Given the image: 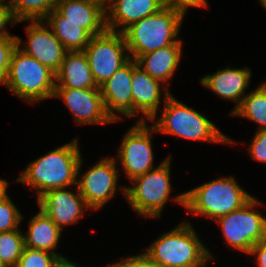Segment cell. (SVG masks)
<instances>
[{"label":"cell","instance_id":"1","mask_svg":"<svg viewBox=\"0 0 266 267\" xmlns=\"http://www.w3.org/2000/svg\"><path fill=\"white\" fill-rule=\"evenodd\" d=\"M78 144L75 139L30 162L17 182L37 189L38 198L49 190L77 185L83 162Z\"/></svg>","mask_w":266,"mask_h":267},{"label":"cell","instance_id":"2","mask_svg":"<svg viewBox=\"0 0 266 267\" xmlns=\"http://www.w3.org/2000/svg\"><path fill=\"white\" fill-rule=\"evenodd\" d=\"M252 195L245 192L233 177L218 178L177 195L173 200L193 215L214 221L244 206Z\"/></svg>","mask_w":266,"mask_h":267},{"label":"cell","instance_id":"3","mask_svg":"<svg viewBox=\"0 0 266 267\" xmlns=\"http://www.w3.org/2000/svg\"><path fill=\"white\" fill-rule=\"evenodd\" d=\"M185 12L175 7H163L159 12L129 26L123 35L132 59L157 49L182 42L177 40Z\"/></svg>","mask_w":266,"mask_h":267},{"label":"cell","instance_id":"4","mask_svg":"<svg viewBox=\"0 0 266 267\" xmlns=\"http://www.w3.org/2000/svg\"><path fill=\"white\" fill-rule=\"evenodd\" d=\"M197 236L184 222L163 233L144 253L161 267H205L212 255Z\"/></svg>","mask_w":266,"mask_h":267},{"label":"cell","instance_id":"5","mask_svg":"<svg viewBox=\"0 0 266 267\" xmlns=\"http://www.w3.org/2000/svg\"><path fill=\"white\" fill-rule=\"evenodd\" d=\"M165 104L161 118L152 125L155 132L175 135L190 140L234 144L204 114L175 99L164 87Z\"/></svg>","mask_w":266,"mask_h":267},{"label":"cell","instance_id":"6","mask_svg":"<svg viewBox=\"0 0 266 267\" xmlns=\"http://www.w3.org/2000/svg\"><path fill=\"white\" fill-rule=\"evenodd\" d=\"M12 54L4 84L19 98L35 103L54 96L56 74L20 48L21 39Z\"/></svg>","mask_w":266,"mask_h":267},{"label":"cell","instance_id":"7","mask_svg":"<svg viewBox=\"0 0 266 267\" xmlns=\"http://www.w3.org/2000/svg\"><path fill=\"white\" fill-rule=\"evenodd\" d=\"M170 157L158 167L133 180L136 185L121 187L130 206L144 217H160L171 193Z\"/></svg>","mask_w":266,"mask_h":267},{"label":"cell","instance_id":"8","mask_svg":"<svg viewBox=\"0 0 266 267\" xmlns=\"http://www.w3.org/2000/svg\"><path fill=\"white\" fill-rule=\"evenodd\" d=\"M257 204L260 203L252 197L241 208L214 221L221 224L226 243L248 254L255 244L266 240V218L256 212Z\"/></svg>","mask_w":266,"mask_h":267},{"label":"cell","instance_id":"9","mask_svg":"<svg viewBox=\"0 0 266 267\" xmlns=\"http://www.w3.org/2000/svg\"><path fill=\"white\" fill-rule=\"evenodd\" d=\"M125 50L128 49L123 33L106 30L91 37L83 51L98 86L110 79L130 59L128 53L124 54Z\"/></svg>","mask_w":266,"mask_h":267},{"label":"cell","instance_id":"10","mask_svg":"<svg viewBox=\"0 0 266 267\" xmlns=\"http://www.w3.org/2000/svg\"><path fill=\"white\" fill-rule=\"evenodd\" d=\"M147 122H137L124 135L119 148V159L129 180L143 175L153 168V151L151 136L155 131Z\"/></svg>","mask_w":266,"mask_h":267},{"label":"cell","instance_id":"11","mask_svg":"<svg viewBox=\"0 0 266 267\" xmlns=\"http://www.w3.org/2000/svg\"><path fill=\"white\" fill-rule=\"evenodd\" d=\"M116 162L115 158H102L81 179L77 178V188L89 209L102 208L114 197L118 183Z\"/></svg>","mask_w":266,"mask_h":267},{"label":"cell","instance_id":"12","mask_svg":"<svg viewBox=\"0 0 266 267\" xmlns=\"http://www.w3.org/2000/svg\"><path fill=\"white\" fill-rule=\"evenodd\" d=\"M107 115L112 121H119L122 117L115 112L129 118L133 117L132 97V58L117 70L110 79L99 86Z\"/></svg>","mask_w":266,"mask_h":267},{"label":"cell","instance_id":"13","mask_svg":"<svg viewBox=\"0 0 266 267\" xmlns=\"http://www.w3.org/2000/svg\"><path fill=\"white\" fill-rule=\"evenodd\" d=\"M43 24V20L32 21L26 27L28 41L21 50L56 74L60 70L68 50L52 30L47 29L48 26L45 28Z\"/></svg>","mask_w":266,"mask_h":267},{"label":"cell","instance_id":"14","mask_svg":"<svg viewBox=\"0 0 266 267\" xmlns=\"http://www.w3.org/2000/svg\"><path fill=\"white\" fill-rule=\"evenodd\" d=\"M53 97L64 100L78 124L113 122L106 113L100 89L55 88Z\"/></svg>","mask_w":266,"mask_h":267},{"label":"cell","instance_id":"15","mask_svg":"<svg viewBox=\"0 0 266 267\" xmlns=\"http://www.w3.org/2000/svg\"><path fill=\"white\" fill-rule=\"evenodd\" d=\"M64 189L49 190L38 198L39 209L46 213L60 230H63V225L78 222L83 217L84 210L89 209L78 188L77 194Z\"/></svg>","mask_w":266,"mask_h":267},{"label":"cell","instance_id":"16","mask_svg":"<svg viewBox=\"0 0 266 267\" xmlns=\"http://www.w3.org/2000/svg\"><path fill=\"white\" fill-rule=\"evenodd\" d=\"M161 81L146 73L135 59H132V97L133 117L142 112L144 116L138 122H145V118L156 120L161 98Z\"/></svg>","mask_w":266,"mask_h":267},{"label":"cell","instance_id":"17","mask_svg":"<svg viewBox=\"0 0 266 267\" xmlns=\"http://www.w3.org/2000/svg\"><path fill=\"white\" fill-rule=\"evenodd\" d=\"M163 7L160 0H109L105 10L107 30L123 33L135 22L156 14ZM120 25L122 28L117 31Z\"/></svg>","mask_w":266,"mask_h":267},{"label":"cell","instance_id":"18","mask_svg":"<svg viewBox=\"0 0 266 267\" xmlns=\"http://www.w3.org/2000/svg\"><path fill=\"white\" fill-rule=\"evenodd\" d=\"M251 71L246 68H226L201 78V84L219 97L236 102L232 114L242 103L243 94L249 85Z\"/></svg>","mask_w":266,"mask_h":267},{"label":"cell","instance_id":"19","mask_svg":"<svg viewBox=\"0 0 266 267\" xmlns=\"http://www.w3.org/2000/svg\"><path fill=\"white\" fill-rule=\"evenodd\" d=\"M55 9L67 21L79 24L91 36L107 30L106 12L101 5L86 0H57Z\"/></svg>","mask_w":266,"mask_h":267},{"label":"cell","instance_id":"20","mask_svg":"<svg viewBox=\"0 0 266 267\" xmlns=\"http://www.w3.org/2000/svg\"><path fill=\"white\" fill-rule=\"evenodd\" d=\"M55 88L100 89L91 72L84 51H68L56 73Z\"/></svg>","mask_w":266,"mask_h":267},{"label":"cell","instance_id":"21","mask_svg":"<svg viewBox=\"0 0 266 267\" xmlns=\"http://www.w3.org/2000/svg\"><path fill=\"white\" fill-rule=\"evenodd\" d=\"M182 42L162 47L148 54L141 55L137 64L152 78L162 83L168 81L179 66L181 60Z\"/></svg>","mask_w":266,"mask_h":267},{"label":"cell","instance_id":"22","mask_svg":"<svg viewBox=\"0 0 266 267\" xmlns=\"http://www.w3.org/2000/svg\"><path fill=\"white\" fill-rule=\"evenodd\" d=\"M61 236V230L40 209L36 216L30 218L28 231L24 235V245L32 249L51 251V253L60 255L55 253V249Z\"/></svg>","mask_w":266,"mask_h":267},{"label":"cell","instance_id":"23","mask_svg":"<svg viewBox=\"0 0 266 267\" xmlns=\"http://www.w3.org/2000/svg\"><path fill=\"white\" fill-rule=\"evenodd\" d=\"M43 22L68 51H83L92 37L79 24L67 21L56 9H53Z\"/></svg>","mask_w":266,"mask_h":267},{"label":"cell","instance_id":"24","mask_svg":"<svg viewBox=\"0 0 266 267\" xmlns=\"http://www.w3.org/2000/svg\"><path fill=\"white\" fill-rule=\"evenodd\" d=\"M242 116L258 124V131L266 130V83L248 93L241 105L231 114Z\"/></svg>","mask_w":266,"mask_h":267},{"label":"cell","instance_id":"25","mask_svg":"<svg viewBox=\"0 0 266 267\" xmlns=\"http://www.w3.org/2000/svg\"><path fill=\"white\" fill-rule=\"evenodd\" d=\"M57 0H11L10 8L19 22L44 20L55 9Z\"/></svg>","mask_w":266,"mask_h":267},{"label":"cell","instance_id":"26","mask_svg":"<svg viewBox=\"0 0 266 267\" xmlns=\"http://www.w3.org/2000/svg\"><path fill=\"white\" fill-rule=\"evenodd\" d=\"M24 247L20 229L0 233V259L7 267H16Z\"/></svg>","mask_w":266,"mask_h":267},{"label":"cell","instance_id":"27","mask_svg":"<svg viewBox=\"0 0 266 267\" xmlns=\"http://www.w3.org/2000/svg\"><path fill=\"white\" fill-rule=\"evenodd\" d=\"M22 218L8 195L0 201V233L19 229Z\"/></svg>","mask_w":266,"mask_h":267},{"label":"cell","instance_id":"28","mask_svg":"<svg viewBox=\"0 0 266 267\" xmlns=\"http://www.w3.org/2000/svg\"><path fill=\"white\" fill-rule=\"evenodd\" d=\"M56 254L24 247L16 267H51Z\"/></svg>","mask_w":266,"mask_h":267},{"label":"cell","instance_id":"29","mask_svg":"<svg viewBox=\"0 0 266 267\" xmlns=\"http://www.w3.org/2000/svg\"><path fill=\"white\" fill-rule=\"evenodd\" d=\"M17 37L0 39V74L5 78L14 50L17 48Z\"/></svg>","mask_w":266,"mask_h":267},{"label":"cell","instance_id":"30","mask_svg":"<svg viewBox=\"0 0 266 267\" xmlns=\"http://www.w3.org/2000/svg\"><path fill=\"white\" fill-rule=\"evenodd\" d=\"M249 146V153L254 160L266 162V130H257Z\"/></svg>","mask_w":266,"mask_h":267},{"label":"cell","instance_id":"31","mask_svg":"<svg viewBox=\"0 0 266 267\" xmlns=\"http://www.w3.org/2000/svg\"><path fill=\"white\" fill-rule=\"evenodd\" d=\"M109 267H161L159 264L152 261L145 253L140 255L124 258Z\"/></svg>","mask_w":266,"mask_h":267},{"label":"cell","instance_id":"32","mask_svg":"<svg viewBox=\"0 0 266 267\" xmlns=\"http://www.w3.org/2000/svg\"><path fill=\"white\" fill-rule=\"evenodd\" d=\"M10 21L13 23L12 25H16L18 23L10 6L0 3V39L5 37H17L9 34L4 28Z\"/></svg>","mask_w":266,"mask_h":267},{"label":"cell","instance_id":"33","mask_svg":"<svg viewBox=\"0 0 266 267\" xmlns=\"http://www.w3.org/2000/svg\"><path fill=\"white\" fill-rule=\"evenodd\" d=\"M164 7H175L186 13L189 7H208L206 0H164Z\"/></svg>","mask_w":266,"mask_h":267},{"label":"cell","instance_id":"34","mask_svg":"<svg viewBox=\"0 0 266 267\" xmlns=\"http://www.w3.org/2000/svg\"><path fill=\"white\" fill-rule=\"evenodd\" d=\"M249 254H257V265L258 267H266V240L258 242L257 244H255Z\"/></svg>","mask_w":266,"mask_h":267},{"label":"cell","instance_id":"35","mask_svg":"<svg viewBox=\"0 0 266 267\" xmlns=\"http://www.w3.org/2000/svg\"><path fill=\"white\" fill-rule=\"evenodd\" d=\"M78 264L72 263L71 261L68 260V258L63 257L61 254L56 255L51 267H78Z\"/></svg>","mask_w":266,"mask_h":267},{"label":"cell","instance_id":"36","mask_svg":"<svg viewBox=\"0 0 266 267\" xmlns=\"http://www.w3.org/2000/svg\"><path fill=\"white\" fill-rule=\"evenodd\" d=\"M8 182L5 179H0V201L6 197L8 194L7 192Z\"/></svg>","mask_w":266,"mask_h":267},{"label":"cell","instance_id":"37","mask_svg":"<svg viewBox=\"0 0 266 267\" xmlns=\"http://www.w3.org/2000/svg\"><path fill=\"white\" fill-rule=\"evenodd\" d=\"M86 1H90L93 3H96L98 5H101L105 10L108 6L109 0H86Z\"/></svg>","mask_w":266,"mask_h":267},{"label":"cell","instance_id":"38","mask_svg":"<svg viewBox=\"0 0 266 267\" xmlns=\"http://www.w3.org/2000/svg\"><path fill=\"white\" fill-rule=\"evenodd\" d=\"M260 4H262V7L266 10V0H260Z\"/></svg>","mask_w":266,"mask_h":267},{"label":"cell","instance_id":"39","mask_svg":"<svg viewBox=\"0 0 266 267\" xmlns=\"http://www.w3.org/2000/svg\"><path fill=\"white\" fill-rule=\"evenodd\" d=\"M4 1H5V3H4ZM10 1H11V0H8V2H7L6 0H0V3H1V4L9 5V4H10Z\"/></svg>","mask_w":266,"mask_h":267},{"label":"cell","instance_id":"40","mask_svg":"<svg viewBox=\"0 0 266 267\" xmlns=\"http://www.w3.org/2000/svg\"><path fill=\"white\" fill-rule=\"evenodd\" d=\"M5 78L0 74V84H4Z\"/></svg>","mask_w":266,"mask_h":267},{"label":"cell","instance_id":"41","mask_svg":"<svg viewBox=\"0 0 266 267\" xmlns=\"http://www.w3.org/2000/svg\"><path fill=\"white\" fill-rule=\"evenodd\" d=\"M0 267H7V266L2 262L1 259H0Z\"/></svg>","mask_w":266,"mask_h":267}]
</instances>
